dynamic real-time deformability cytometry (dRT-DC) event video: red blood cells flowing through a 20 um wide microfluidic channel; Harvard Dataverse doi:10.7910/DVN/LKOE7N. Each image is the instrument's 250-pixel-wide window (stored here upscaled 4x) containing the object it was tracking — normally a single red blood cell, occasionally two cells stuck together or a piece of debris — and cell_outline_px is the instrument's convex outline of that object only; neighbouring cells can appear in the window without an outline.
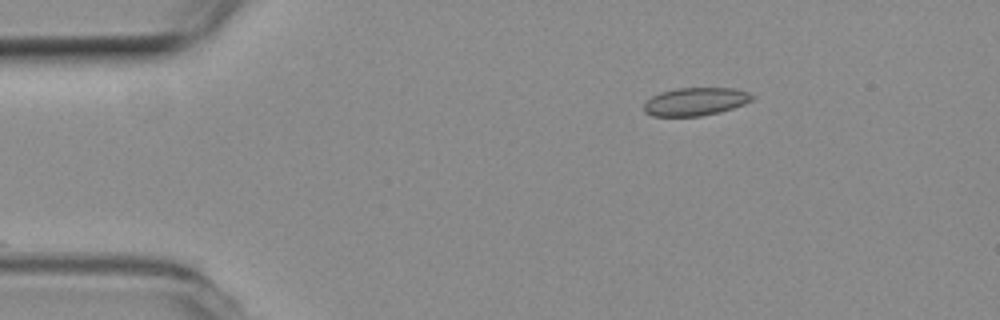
{"species": "common noctule bat (a hibernating species)", "species_latin": "Nyctalus noctula", "temperature_condition": "room temperature", "stored_images_in_passage": 3, "camera_frame_rate_fps": 3000, "um_per_image_px": 0.085, "animal": {"sex": "female", "body_mass_g": 19.3, "forearm_length_mm": 54.1}, "frame": {"image": 1, "passage_image": 3, "time_ms": 0.667, "image_size_px": [1000, 320], "cell_outline_px": [[756, 96], [752, 100], [744, 104], [732, 108], [700, 116], [652, 116], [644, 112], [644, 104], [652, 96], [660, 92], [676, 88], [736, 88], [748, 92]], "centroid_in_image_um": [59.11, 8.62], "position_along_channel_um": 25.9, "area_um2": 17.63}}